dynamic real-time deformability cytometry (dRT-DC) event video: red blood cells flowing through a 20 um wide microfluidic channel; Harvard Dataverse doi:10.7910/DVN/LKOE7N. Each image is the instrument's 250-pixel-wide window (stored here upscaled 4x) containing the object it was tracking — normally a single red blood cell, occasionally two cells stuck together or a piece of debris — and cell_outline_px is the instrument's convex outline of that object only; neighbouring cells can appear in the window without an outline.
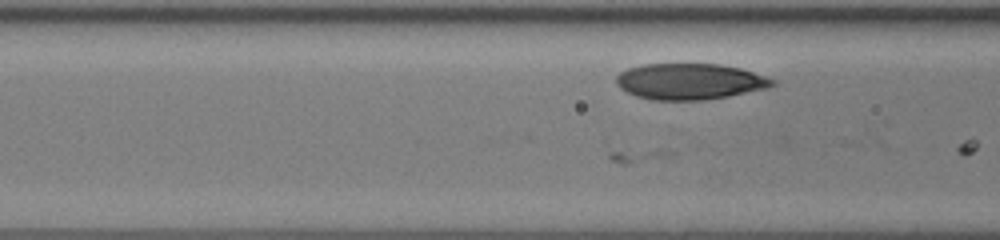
{"species": "human", "species_latin": "Homo sapiens", "temperature_condition": "room temperature", "stored_images_in_passage": 6, "camera_frame_rate_fps": 3000, "um_per_image_px": 0.085, "donor": {"sex": "female"}, "frame": {"image": 1, "passage_image": 5, "time_ms": 1.333, "image_size_px": [1000, 240], "cell_outline_px": [[776, 84], [768, 88], [728, 96], [700, 100], [652, 100], [636, 96], [620, 88], [616, 84], [616, 76], [620, 72], [628, 68], [644, 64], [720, 64], [740, 68], [776, 80]], "centroid_in_image_um": [58.62, 6.92], "position_along_channel_um": 108.0, "area_um2": 32.77}}